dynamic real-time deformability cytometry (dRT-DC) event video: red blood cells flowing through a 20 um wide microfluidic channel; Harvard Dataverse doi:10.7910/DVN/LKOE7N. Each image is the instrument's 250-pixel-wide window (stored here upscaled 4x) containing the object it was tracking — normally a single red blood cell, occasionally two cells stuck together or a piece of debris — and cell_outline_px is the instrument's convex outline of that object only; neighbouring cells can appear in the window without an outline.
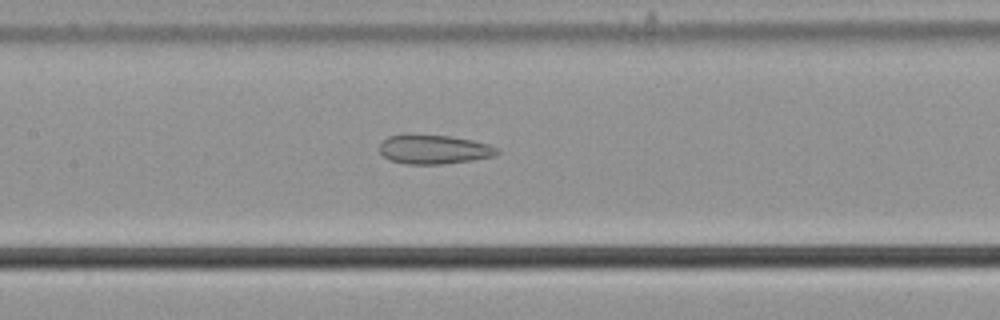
{"species": "common noctule bat (a hibernating species)", "species_latin": "Nyctalus noctula", "temperature_condition": "cold", "stored_images_in_passage": 55, "camera_frame_rate_fps": 3000, "um_per_image_px": 0.085, "animal": {"sex": "male", "body_mass_g": 21.5, "forearm_length_mm": 52.0}, "frame": {"image": 1, "passage_image": 26, "time_ms": 8.333, "image_size_px": [1000, 320], "cell_outline_px": [[500, 152], [496, 156], [472, 160], [440, 164], [408, 164], [388, 160], [380, 152], [380, 144], [388, 136], [408, 132], [448, 136], [472, 140], [488, 144], [496, 148]], "centroid_in_image_um": [36.84, 12.67], "position_along_channel_um": 170.6, "area_um2": 20.35}}
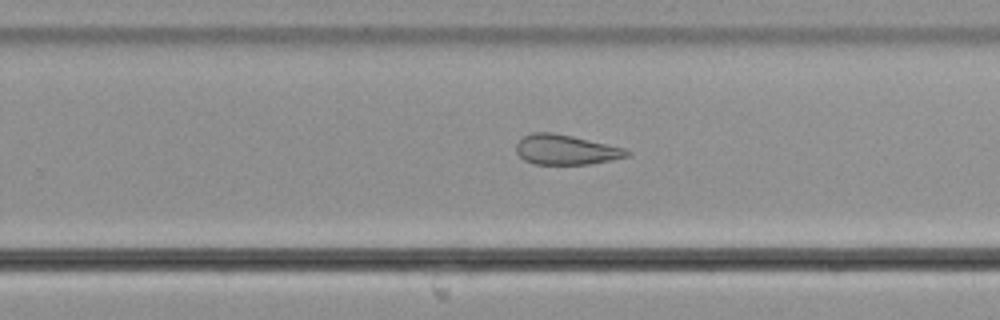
{"frame": {"image": 2, "passage_image": 35, "time_ms": 11.333, "image_size_px": [1000, 320], "cell_outline_px": [[632, 152], [628, 156], [612, 160], [592, 164], [532, 164], [524, 160], [516, 152], [516, 144], [524, 136], [532, 132], [552, 132], [572, 136], [624, 148]], "centroid_in_image_um": [48.09, 12.73], "position_along_channel_um": 281.7, "area_um2": 19.31}}
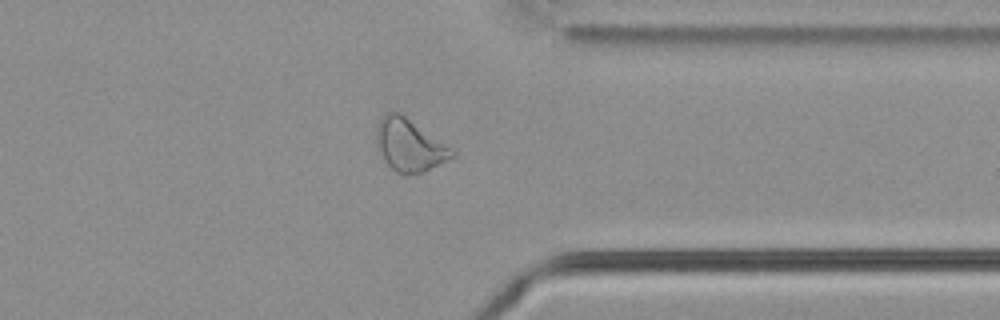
{"frame": {"image": 3, "passage_image": 43, "time_ms": 14.0, "image_size_px": [1000, 320], "cell_outline_px": [[456, 156], [424, 172], [396, 172], [384, 160], [376, 144], [376, 128], [384, 112], [400, 112], [456, 152]], "centroid_in_image_um": [34.79, 12.31], "position_along_channel_um": 376.6, "area_um2": 22.6}, "authors_computed_cell_mechanics": {"area_um2": 25.3742, "velocity_mm_per_s": 3.7171, "shape_relaxation_time_tau1_ms": null, "shape_relaxation_time_tau2_ms": 3.9873, "deformation_change_tau1": null, "deformation_change_tau2": 0.1374}}